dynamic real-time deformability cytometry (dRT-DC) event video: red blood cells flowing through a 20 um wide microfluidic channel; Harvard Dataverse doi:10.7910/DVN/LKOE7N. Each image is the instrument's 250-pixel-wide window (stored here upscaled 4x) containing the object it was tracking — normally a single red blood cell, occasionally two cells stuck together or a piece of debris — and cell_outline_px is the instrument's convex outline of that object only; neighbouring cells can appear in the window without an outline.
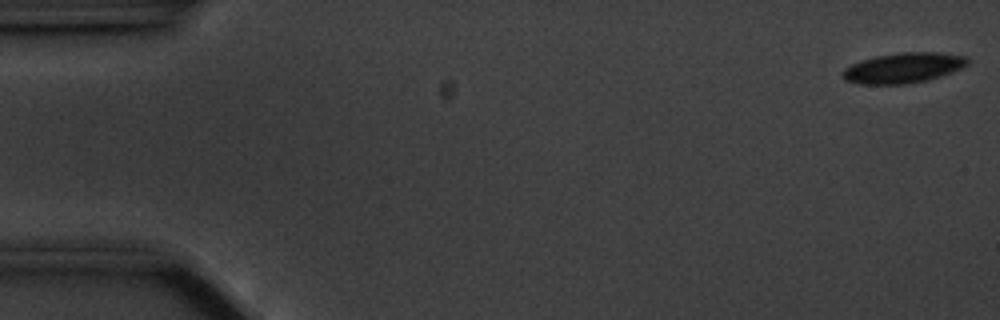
{"species": "common noctule bat (a hibernating species)", "species_latin": "Nyctalus noctula", "temperature_condition": "cold", "stored_images_in_passage": 10, "camera_frame_rate_fps": 3000, "um_per_image_px": 0.085, "animal": {"sex": "male", "body_mass_g": 20.1, "forearm_length_mm": 53.5}, "frame": {"image": 1, "passage_image": 1, "time_ms": 0.0, "image_size_px": [1000, 320], "cell_outline_px": [[968, 64], [964, 68], [928, 80], [904, 84], [860, 84], [844, 80], [840, 76], [840, 72], [844, 68], [852, 64], [876, 56], [900, 52], [936, 52], [968, 56]], "centroid_in_image_um": [76.78, 5.77], "position_along_channel_um": 8.2, "area_um2": 22.2}}